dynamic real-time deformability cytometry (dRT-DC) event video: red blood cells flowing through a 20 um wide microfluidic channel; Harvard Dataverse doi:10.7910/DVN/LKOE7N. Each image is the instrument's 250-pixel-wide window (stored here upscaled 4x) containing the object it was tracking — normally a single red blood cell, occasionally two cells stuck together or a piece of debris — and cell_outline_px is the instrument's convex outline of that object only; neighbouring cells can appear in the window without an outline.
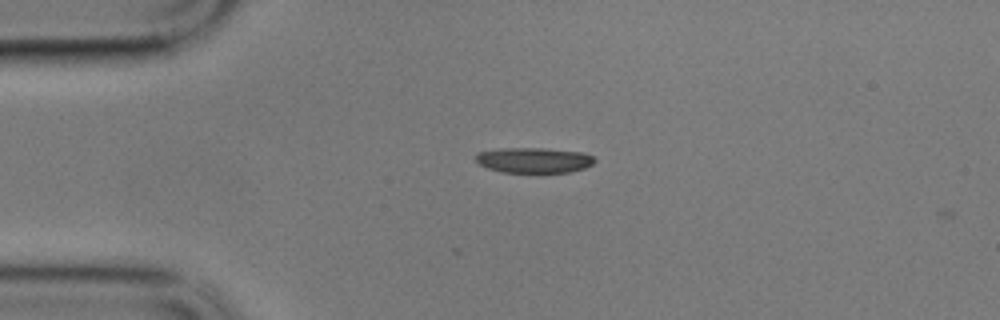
{"species": "common noctule bat (a hibernating species)", "species_latin": "Nyctalus noctula", "temperature_condition": "cold", "stored_images_in_passage": 2, "camera_frame_rate_fps": 3000, "um_per_image_px": 0.085, "animal": {"sex": "male", "body_mass_g": 17.9}, "frame": {"image": 1, "passage_image": 1, "time_ms": 0.0, "image_size_px": [1000, 320], "cell_outline_px": [[596, 160], [592, 164], [584, 168], [568, 172], [504, 172], [488, 168], [480, 164], [476, 160], [476, 152], [500, 148], [544, 148], [584, 152], [596, 156]], "centroid_in_image_um": [45.41, 13.6], "position_along_channel_um": 39.6, "area_um2": 17.63}}